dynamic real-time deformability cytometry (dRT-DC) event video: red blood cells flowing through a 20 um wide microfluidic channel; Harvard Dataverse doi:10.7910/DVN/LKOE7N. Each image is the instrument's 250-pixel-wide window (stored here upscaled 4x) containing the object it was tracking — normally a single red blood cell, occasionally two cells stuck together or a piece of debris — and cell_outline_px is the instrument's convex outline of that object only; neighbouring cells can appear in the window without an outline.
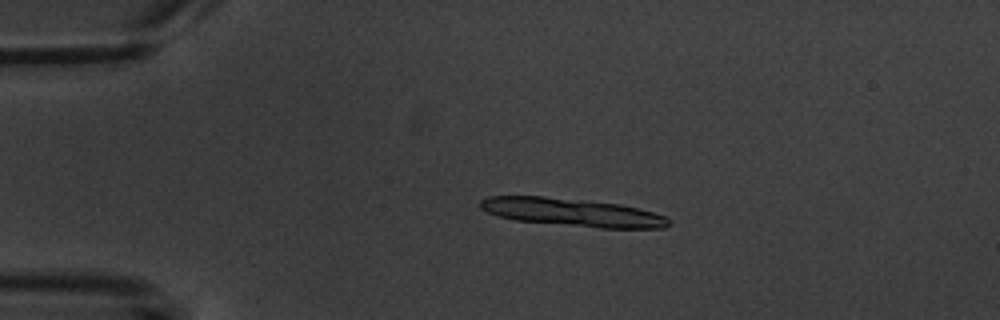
{"species": "common noctule bat (a hibernating species)", "species_latin": "Nyctalus noctula", "temperature_condition": "warm", "stored_images_in_passage": 4, "camera_frame_rate_fps": 3000, "um_per_image_px": 0.085, "animal": {"sex": "male", "body_mass_g": 20.1, "forearm_length_mm": 53.5}, "frame": {"image": 1, "passage_image": 1, "time_ms": 0.0, "image_size_px": [1000, 320], "cell_outline_px": [[672, 224], [664, 228], [600, 228], [512, 220], [496, 216], [480, 208], [480, 200], [488, 196], [544, 196], [620, 204], [668, 216], [672, 220]], "centroid_in_image_um": [48.65, 18.06], "position_along_channel_um": 36.3, "area_um2": 30.92}}
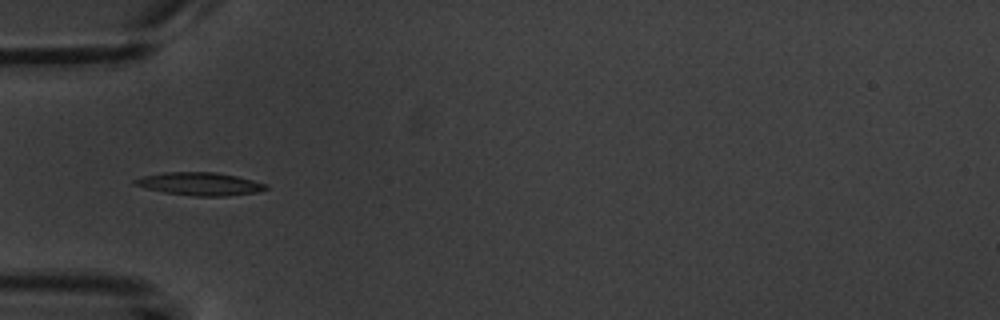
{"frame": {"image": 2, "passage_image": 3, "time_ms": 2.333, "image_size_px": [1000, 320], "cell_outline_px": [[268, 188], [256, 192], [224, 196], [192, 196], [164, 192], [144, 188], [132, 184], [132, 180], [144, 176], [164, 172], [216, 172], [236, 176], [268, 184]], "centroid_in_image_um": [16.95, 15.63], "position_along_channel_um": 68.1, "area_um2": 17.51}}